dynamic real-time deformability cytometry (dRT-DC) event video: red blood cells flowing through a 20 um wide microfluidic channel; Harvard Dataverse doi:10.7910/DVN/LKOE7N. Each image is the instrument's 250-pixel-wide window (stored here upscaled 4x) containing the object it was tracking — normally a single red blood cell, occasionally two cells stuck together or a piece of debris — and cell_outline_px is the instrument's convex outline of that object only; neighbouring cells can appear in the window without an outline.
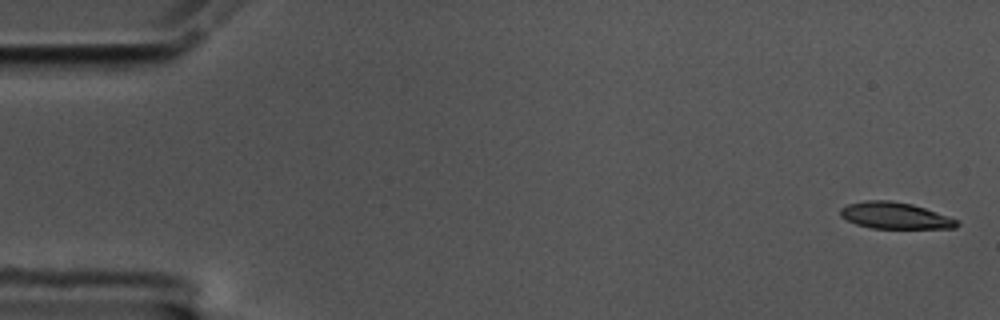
{"species": "common noctule bat (a hibernating species)", "species_latin": "Nyctalus noctula", "temperature_condition": "cold", "stored_images_in_passage": 12, "camera_frame_rate_fps": 3000, "um_per_image_px": 0.085, "animal": {"sex": "male", "body_mass_g": 17.5, "forearm_length_mm": 52.3}, "frame": {"image": 1, "passage_image": 1, "time_ms": 0.0, "image_size_px": [1000, 320], "cell_outline_px": [[960, 224], [956, 228], [872, 228], [856, 224], [840, 216], [840, 208], [848, 204], [864, 200], [892, 200], [912, 204], [960, 220]], "centroid_in_image_um": [76.08, 18.32], "position_along_channel_um": 8.9, "area_um2": 18.03}}